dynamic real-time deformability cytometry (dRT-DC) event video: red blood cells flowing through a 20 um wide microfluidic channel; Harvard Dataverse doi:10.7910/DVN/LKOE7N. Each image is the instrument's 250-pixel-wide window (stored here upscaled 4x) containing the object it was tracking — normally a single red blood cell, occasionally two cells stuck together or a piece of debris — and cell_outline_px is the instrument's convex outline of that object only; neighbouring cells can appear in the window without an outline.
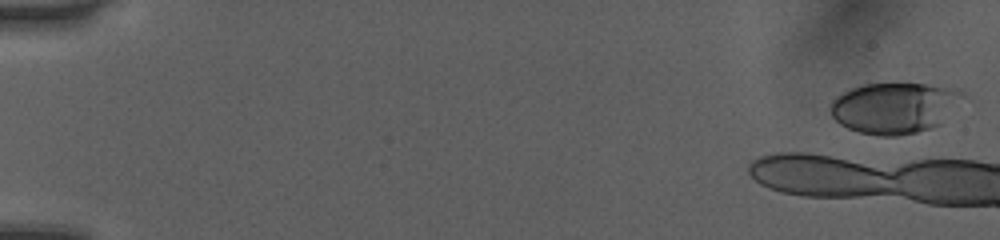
{"species": "human", "species_latin": "Homo sapiens", "temperature_condition": "room temperature", "stored_images_in_passage": 7, "camera_frame_rate_fps": 3000, "um_per_image_px": 0.085, "donor": {"sex": "female"}, "frame": {"image": 1, "passage_image": 1, "time_ms": 0.0, "image_size_px": [1000, 240], "cell_outline_px": [[972, 100], [940, 124], [932, 128], [900, 136], [876, 136], [860, 132], [848, 128], [840, 124], [832, 116], [828, 108], [828, 104], [836, 96], [848, 88], [864, 84], [900, 80], [904, 80], [960, 88]], "centroid_in_image_um": [76.18, 9.1], "position_along_channel_um": 8.8, "area_um2": 42.02}}